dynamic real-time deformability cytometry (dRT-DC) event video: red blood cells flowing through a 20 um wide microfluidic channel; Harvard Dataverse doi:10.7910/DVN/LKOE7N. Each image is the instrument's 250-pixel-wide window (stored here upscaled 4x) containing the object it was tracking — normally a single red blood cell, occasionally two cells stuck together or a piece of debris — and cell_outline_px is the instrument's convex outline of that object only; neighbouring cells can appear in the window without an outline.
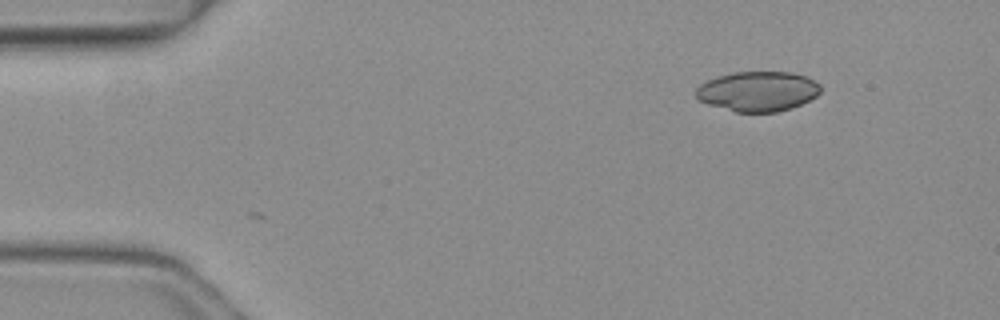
{"species": "common noctule bat (a hibernating species)", "species_latin": "Nyctalus noctula", "temperature_condition": "warm", "stored_images_in_passage": 5, "segment_of_instrument_passage": [2, 2], "camera_frame_rate_fps": 3000, "um_per_image_px": 0.085, "animal": {"sex": "female", "body_mass_g": 19.3, "forearm_length_mm": 54.1}, "frame": {"image": 1, "passage_image": 5, "time_ms": 1.333, "image_size_px": [1000, 320], "cell_outline_px": [[820, 92], [816, 96], [792, 108], [776, 112], [736, 112], [708, 104], [700, 100], [696, 96], [696, 88], [700, 84], [716, 76], [732, 72], [792, 72], [808, 76], [820, 84]], "centroid_in_image_um": [64.42, 7.75], "position_along_channel_um": 20.6, "area_um2": 29.07}}